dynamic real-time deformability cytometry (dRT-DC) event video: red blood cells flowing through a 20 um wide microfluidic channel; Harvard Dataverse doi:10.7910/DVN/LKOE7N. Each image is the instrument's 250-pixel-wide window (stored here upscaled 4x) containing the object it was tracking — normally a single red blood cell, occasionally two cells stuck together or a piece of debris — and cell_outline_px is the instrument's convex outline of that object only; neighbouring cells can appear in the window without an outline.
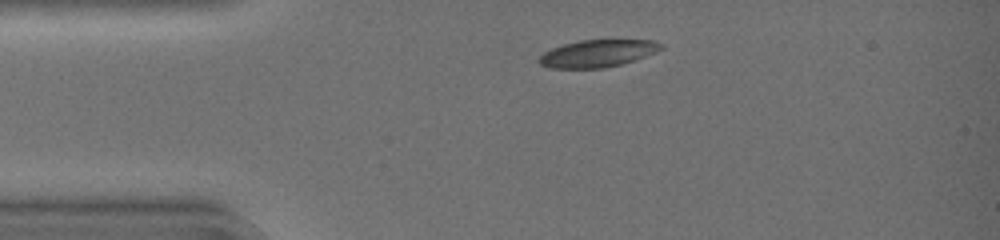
{"species": "common noctule bat (a hibernating species)", "species_latin": "Nyctalus noctula", "temperature_condition": "warm", "stored_images_in_passage": 26, "camera_frame_rate_fps": 3000, "um_per_image_px": 0.085, "animal": {"sex": "female", "body_mass_g": 19.0, "forearm_length_mm": 51.5}, "frame": {"image": 1, "passage_image": 1, "time_ms": 0.0, "image_size_px": [1000, 240], "cell_outline_px": [[664, 48], [656, 52], [620, 64], [604, 68], [552, 68], [540, 64], [536, 60], [544, 52], [552, 48], [564, 44], [580, 40], [656, 40], [664, 44]], "centroid_in_image_um": [50.8, 4.53], "position_along_channel_um": 34.2, "area_um2": 19.31}}
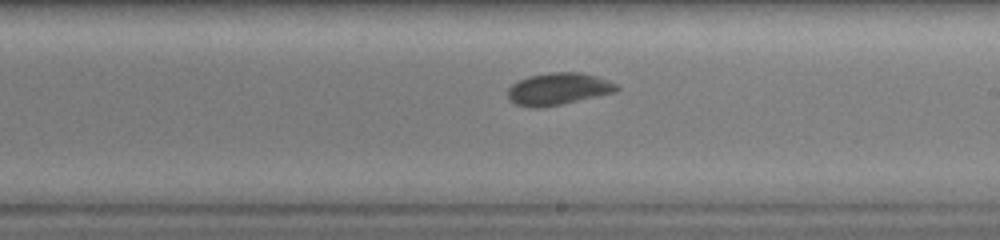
{"frame": {"image": 2, "passage_image": 18, "time_ms": 5.667, "image_size_px": [1000, 240], "cell_outline_px": [[620, 88], [616, 92], [560, 104], [540, 108], [528, 108], [516, 104], [508, 100], [508, 88], [516, 80], [528, 76], [548, 72], [580, 72], [596, 76], [620, 84]], "centroid_in_image_um": [47.44, 7.55], "position_along_channel_um": 241.6, "area_um2": 20.63}}
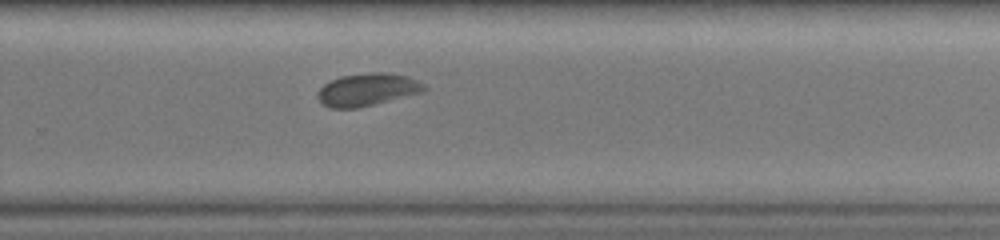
{"frame": {"image": 3, "passage_image": 22, "time_ms": 7.0, "image_size_px": [1000, 240], "cell_outline_px": [[428, 88], [424, 92], [360, 108], [328, 108], [316, 96], [316, 92], [324, 84], [340, 76], [368, 72], [388, 72], [408, 76], [424, 84]], "centroid_in_image_um": [31.24, 7.62], "position_along_channel_um": 298.6, "area_um2": 20.52}}